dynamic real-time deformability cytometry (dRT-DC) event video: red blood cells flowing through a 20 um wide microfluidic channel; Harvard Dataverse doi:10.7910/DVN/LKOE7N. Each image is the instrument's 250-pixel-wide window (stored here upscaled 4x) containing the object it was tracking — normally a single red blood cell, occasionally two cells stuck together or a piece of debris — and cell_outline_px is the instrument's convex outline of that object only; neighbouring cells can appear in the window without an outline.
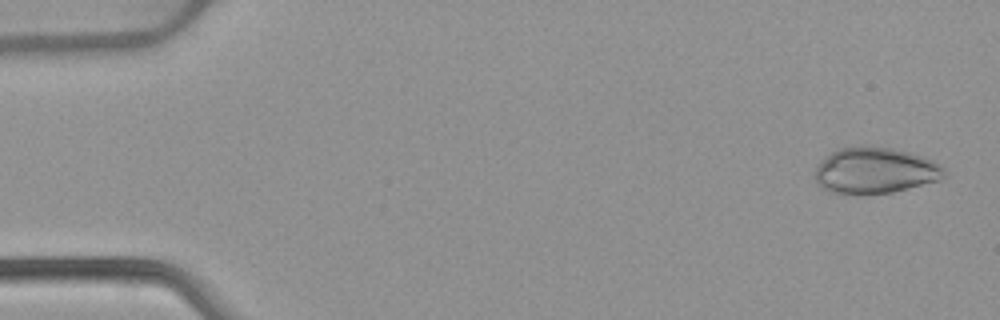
{"species": "common noctule bat (a hibernating species)", "species_latin": "Nyctalus noctula", "temperature_condition": "warm", "stored_images_in_passage": 51, "camera_frame_rate_fps": 3000, "um_per_image_px": 0.085, "animal": {"sex": "female", "body_mass_g": 22.7, "forearm_length_mm": 54.2}, "frame": {"image": 1, "passage_image": 2, "time_ms": 0.333, "image_size_px": [1000, 320], "cell_outline_px": [[948, 176], [940, 180], [892, 192], [868, 196], [840, 196], [828, 192], [820, 188], [816, 184], [816, 168], [832, 152], [840, 148], [864, 144], [892, 148], [908, 152], [932, 160], [944, 168]], "centroid_in_image_um": [74.35, 14.54], "position_along_channel_um": 10.6, "area_um2": 35.66}}
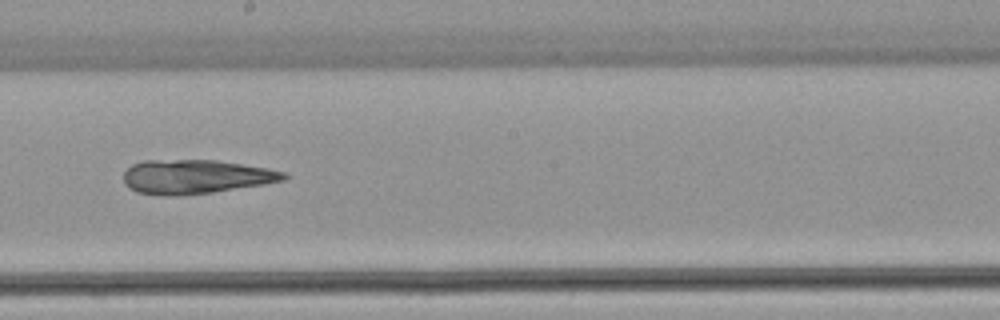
{"frame": {"image": 2, "passage_image": 29, "time_ms": 9.333, "image_size_px": [1000, 320], "cell_outline_px": [[288, 176], [284, 180], [264, 184], [212, 192], [180, 196], [168, 196], [136, 192], [128, 188], [124, 184], [124, 172], [132, 164], [144, 160], [216, 160], [268, 168], [284, 172]], "centroid_in_image_um": [16.59, 15.02], "position_along_channel_um": 231.6, "area_um2": 31.85}}
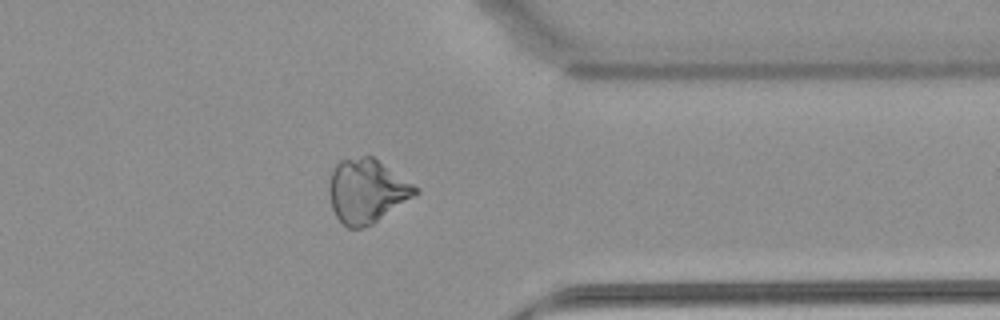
{"frame": {"image": 3, "passage_image": 41, "time_ms": 13.333, "image_size_px": [1000, 320], "cell_outline_px": [[420, 192], [416, 196], [372, 224], [360, 228], [348, 228], [336, 216], [332, 208], [328, 192], [328, 184], [332, 168], [340, 160], [360, 156], [372, 156], [420, 188]], "centroid_in_image_um": [31.18, 16.23], "position_along_channel_um": 380.2, "area_um2": 32.31}}